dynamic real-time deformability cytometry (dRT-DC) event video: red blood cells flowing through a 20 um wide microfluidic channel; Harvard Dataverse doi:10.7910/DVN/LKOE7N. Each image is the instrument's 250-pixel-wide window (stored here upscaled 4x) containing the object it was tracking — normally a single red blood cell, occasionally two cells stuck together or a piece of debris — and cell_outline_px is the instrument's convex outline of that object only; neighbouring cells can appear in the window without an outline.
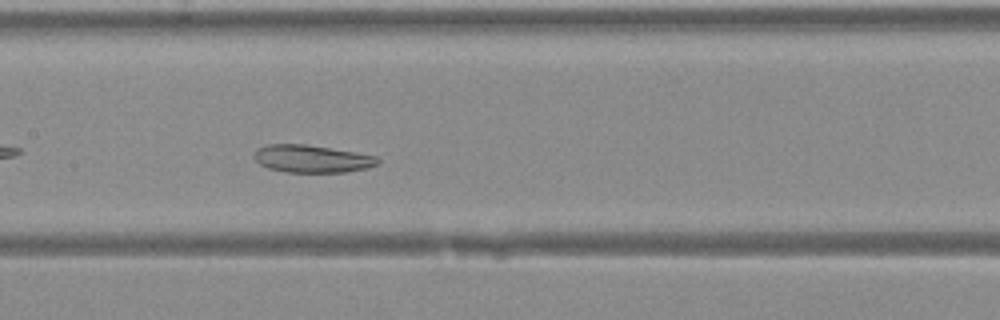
{"species": "Egyptian fruit bat (a non-hibernating species)", "species_latin": "Rousettus aegyptiacus", "temperature_condition": "warm", "stored_images_in_passage": 30, "camera_frame_rate_fps": 3000, "um_per_image_px": 0.085, "animal": {"sex": "female"}, "frame": {"image": 1, "passage_image": 9, "time_ms": 2.667, "image_size_px": [1000, 320], "cell_outline_px": [[380, 160], [376, 164], [368, 168], [344, 172], [284, 172], [268, 168], [260, 164], [252, 156], [260, 148], [268, 144], [304, 144], [356, 152], [376, 156]], "centroid_in_image_um": [26.51, 13.5], "position_along_channel_um": 180.9, "area_um2": 19.71}}
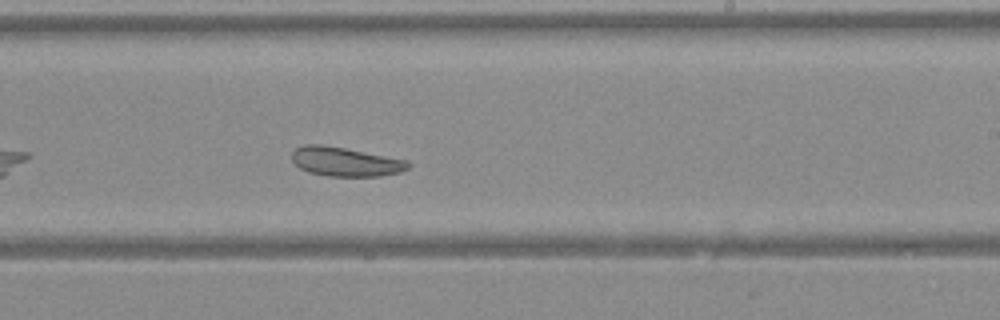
{"frame": {"image": 2, "passage_image": 14, "time_ms": 4.333, "image_size_px": [1000, 320], "cell_outline_px": [[412, 164], [408, 168], [400, 172], [380, 176], [328, 176], [308, 172], [300, 168], [292, 160], [292, 152], [296, 148], [304, 144], [320, 144], [344, 148], [408, 160]], "centroid_in_image_um": [29.36, 13.74], "position_along_channel_um": 259.6, "area_um2": 19.71}}
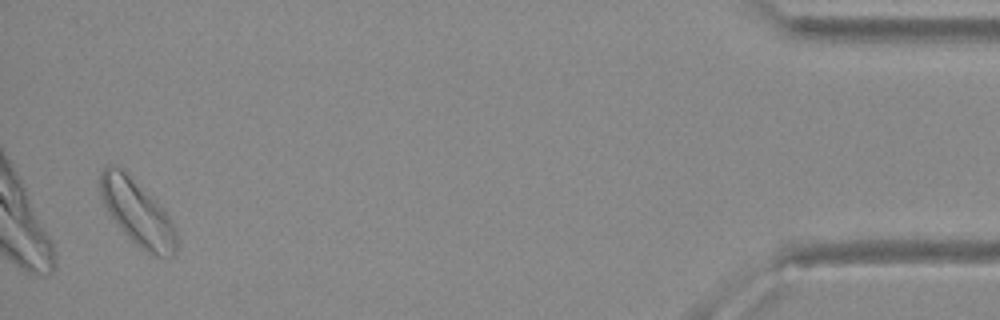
{"frame": {"image": 3, "passage_image": 29, "time_ms": 9.333, "image_size_px": [1000, 320], "cell_outline_px": [[180, 248], [168, 260], [164, 260], [140, 248], [120, 228], [108, 212], [104, 204], [100, 192], [100, 172], [104, 168], [112, 164], [124, 168], [164, 208], [176, 232]], "centroid_in_image_um": [11.72, 18.09], "position_along_channel_um": 423.5, "area_um2": 29.54}}